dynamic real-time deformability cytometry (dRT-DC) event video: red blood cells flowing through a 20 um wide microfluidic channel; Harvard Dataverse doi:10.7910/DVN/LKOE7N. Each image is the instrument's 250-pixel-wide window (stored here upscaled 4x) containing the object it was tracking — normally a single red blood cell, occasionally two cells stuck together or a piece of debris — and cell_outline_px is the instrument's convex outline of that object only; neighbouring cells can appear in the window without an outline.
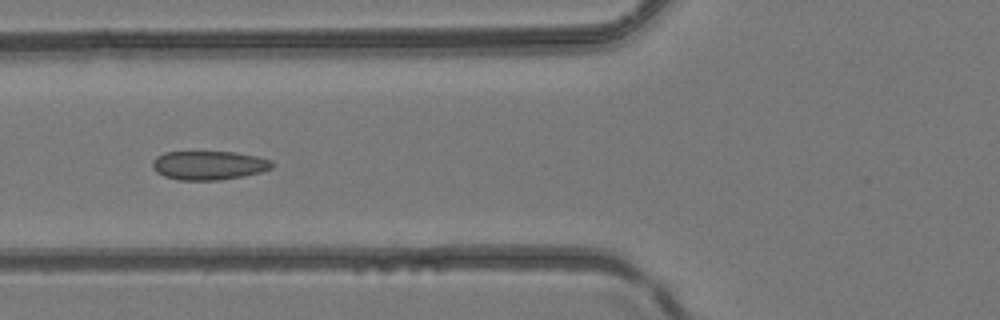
{"species": "common noctule bat (a hibernating species)", "species_latin": "Nyctalus noctula", "temperature_condition": "room temperature", "stored_images_in_passage": 4, "camera_frame_rate_fps": 3000, "um_per_image_px": 0.085, "animal": {"sex": "female", "body_mass_g": 24.6, "forearm_length_mm": 56.2}, "frame": {"image": 1, "passage_image": 4, "time_ms": 1.0, "image_size_px": [1000, 320], "cell_outline_px": [[276, 164], [272, 168], [260, 172], [244, 176], [216, 180], [180, 180], [164, 176], [156, 172], [152, 168], [152, 160], [156, 156], [164, 152], [236, 152], [256, 156], [272, 160]], "centroid_in_image_um": [17.75, 14.05], "position_along_channel_um": 108.0, "area_um2": 20.29}}